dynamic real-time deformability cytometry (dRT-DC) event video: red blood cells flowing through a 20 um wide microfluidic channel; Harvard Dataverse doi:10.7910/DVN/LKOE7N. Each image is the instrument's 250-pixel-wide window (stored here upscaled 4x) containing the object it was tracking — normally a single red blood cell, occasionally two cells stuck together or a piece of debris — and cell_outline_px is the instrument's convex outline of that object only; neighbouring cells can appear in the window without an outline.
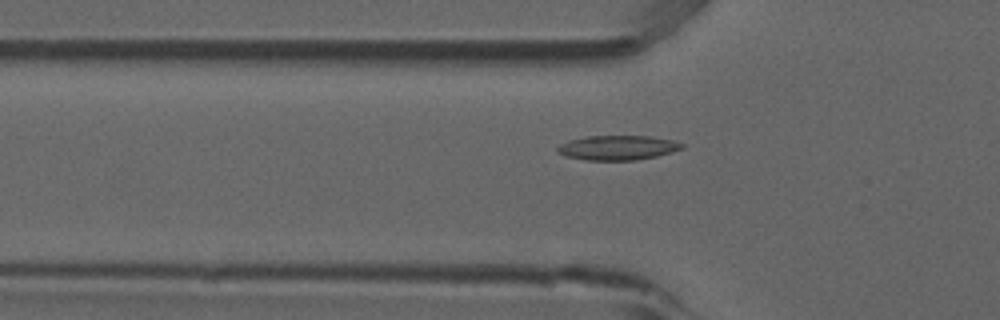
{"species": "common noctule bat (a hibernating species)", "species_latin": "Nyctalus noctula", "temperature_condition": "room temperature", "stored_images_in_passage": 50, "camera_frame_rate_fps": 3000, "um_per_image_px": 0.085, "animal": {"sex": "male", "forearm_length_mm": 52.5}, "frame": {"image": 1, "passage_image": 14, "time_ms": 4.333, "image_size_px": [1000, 320], "cell_outline_px": [[684, 148], [672, 152], [656, 156], [636, 160], [584, 160], [568, 156], [556, 152], [556, 148], [560, 144], [572, 140], [588, 136], [652, 136], [672, 140], [684, 144]], "centroid_in_image_um": [52.53, 12.55], "position_along_channel_um": 73.3, "area_um2": 17.74}}
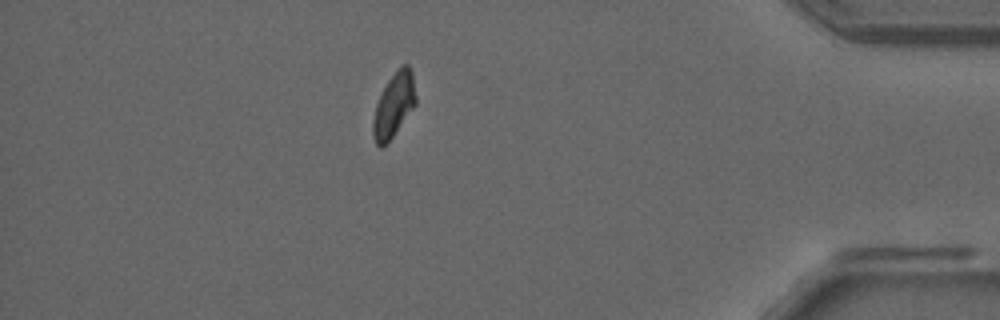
{"frame": {"image": 2, "passage_image": 43, "time_ms": 14.0, "image_size_px": [1000, 320], "cell_outline_px": [[416, 104], [392, 136], [380, 148], [376, 144], [372, 136], [372, 120], [376, 104], [388, 80], [400, 64], [408, 64], [412, 72], [416, 96]], "centroid_in_image_um": [33.47, 8.9], "position_along_channel_um": 401.7, "area_um2": 15.84}}
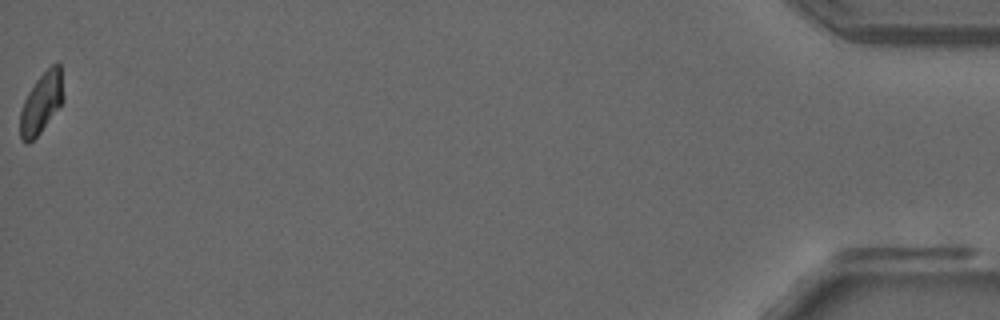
{"frame": {"image": 3, "passage_image": 50, "time_ms": 16.333, "image_size_px": [1000, 320], "cell_outline_px": [[64, 100], [40, 132], [28, 144], [24, 144], [20, 136], [20, 112], [24, 100], [28, 92], [36, 80], [52, 64], [60, 64], [64, 96]], "centroid_in_image_um": [3.51, 8.76], "position_along_channel_um": 431.7, "area_um2": 15.14}, "authors_computed_cell_mechanics": {"area_um2": 16.2418, "velocity_mm_per_s": 3.8394, "shape_relaxation_time_tau1_ms": null, "shape_relaxation_time_tau2_ms": 2.3287, "deformation_change_tau1": null, "deformation_change_tau2": 0.0592}}